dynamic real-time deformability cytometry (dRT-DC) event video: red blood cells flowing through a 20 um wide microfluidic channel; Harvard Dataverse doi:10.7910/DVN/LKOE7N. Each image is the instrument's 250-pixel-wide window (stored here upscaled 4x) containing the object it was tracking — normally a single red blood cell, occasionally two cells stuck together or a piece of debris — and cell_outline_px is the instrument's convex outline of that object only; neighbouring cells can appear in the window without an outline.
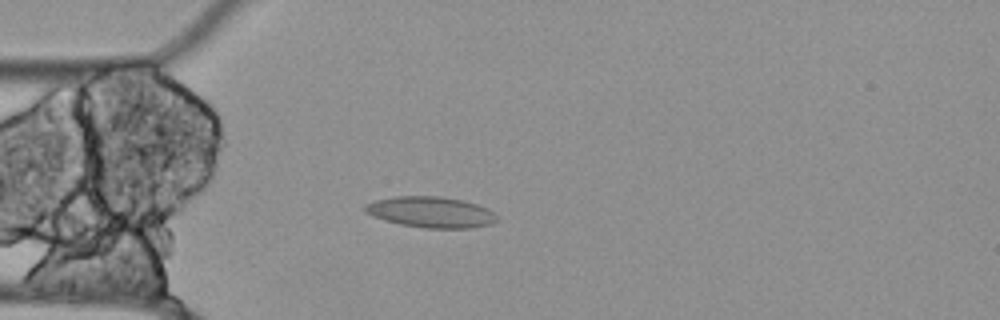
{"species": "Egyptian fruit bat (a non-hibernating species)", "species_latin": "Rousettus aegyptiacus", "temperature_condition": "cold", "stored_images_in_passage": 46, "camera_frame_rate_fps": 3000, "um_per_image_px": 0.085, "animal": {"sex": "female"}, "frame": {"image": 1, "passage_image": 5, "time_ms": 1.333, "image_size_px": [1000, 320], "cell_outline_px": [[500, 216], [492, 224], [468, 228], [424, 228], [400, 224], [384, 220], [372, 216], [364, 212], [364, 204], [372, 200], [396, 196], [440, 196], [460, 200], [476, 204], [488, 208]], "centroid_in_image_um": [36.6, 18.03], "position_along_channel_um": 48.4, "area_um2": 23.99}}
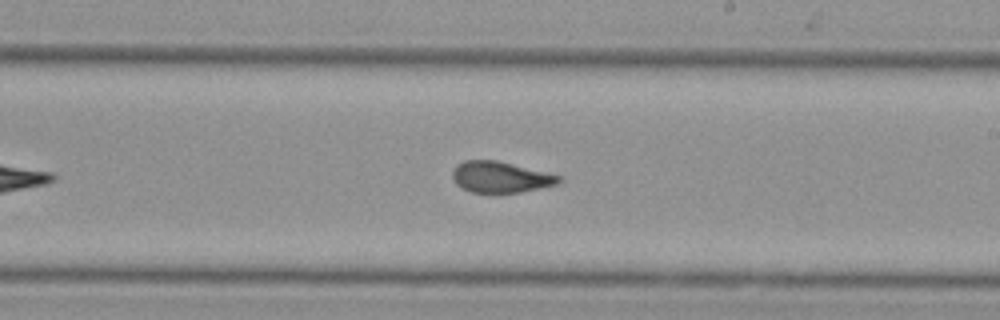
{"frame": {"image": 2, "passage_image": 22, "time_ms": 7.0, "image_size_px": [1000, 320], "cell_outline_px": [[564, 180], [556, 184], [540, 188], [520, 192], [472, 192], [460, 188], [456, 184], [452, 176], [452, 172], [456, 164], [464, 160], [496, 160], [564, 176]], "centroid_in_image_um": [42.55, 15.04], "position_along_channel_um": 246.4, "area_um2": 19.36}}
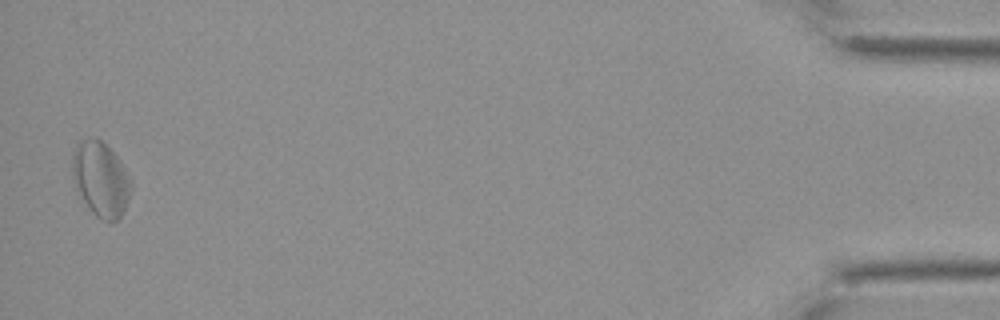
{"frame": {"image": 3, "passage_image": 45, "time_ms": 14.667, "image_size_px": [1000, 320], "cell_outline_px": [[132, 188], [124, 212], [116, 220], [100, 220], [88, 208], [76, 188], [72, 176], [72, 152], [76, 144], [80, 140], [96, 136], [120, 160], [132, 184]], "centroid_in_image_um": [8.54, 15.21], "position_along_channel_um": 426.7, "area_um2": 25.55}, "authors_computed_cell_mechanics": {"area_um2": 20.7502, "velocity_mm_per_s": 3.5029, "shape_relaxation_time_tau1_ms": null, "shape_relaxation_time_tau2_ms": 8.4427, "deformation_change_tau1": null, "deformation_change_tau2": 0.077}}